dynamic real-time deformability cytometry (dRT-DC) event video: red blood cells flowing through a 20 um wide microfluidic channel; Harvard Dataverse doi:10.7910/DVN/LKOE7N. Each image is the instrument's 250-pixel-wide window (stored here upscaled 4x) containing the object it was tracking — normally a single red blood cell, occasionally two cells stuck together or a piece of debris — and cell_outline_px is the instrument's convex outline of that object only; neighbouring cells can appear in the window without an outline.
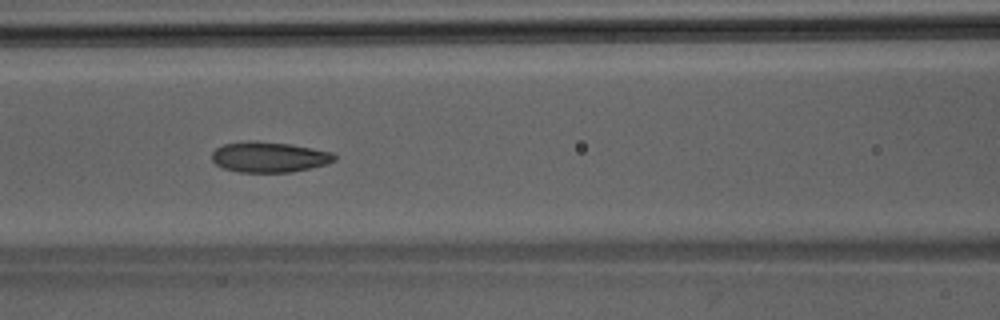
{"species": "Egyptian fruit bat (a non-hibernating species)", "species_latin": "Rousettus aegyptiacus", "temperature_condition": "room temperature", "stored_images_in_passage": 35, "camera_frame_rate_fps": 3000, "um_per_image_px": 0.085, "animal": {"sex": "male"}, "frame": {"image": 1, "passage_image": 9, "time_ms": 2.667, "image_size_px": [1000, 320], "cell_outline_px": [[336, 160], [328, 164], [292, 172], [240, 172], [224, 168], [216, 164], [212, 160], [212, 152], [216, 148], [224, 144], [248, 140], [256, 140], [292, 144], [332, 152], [336, 156]], "centroid_in_image_um": [22.89, 13.34], "position_along_channel_um": 143.7, "area_um2": 21.96}}
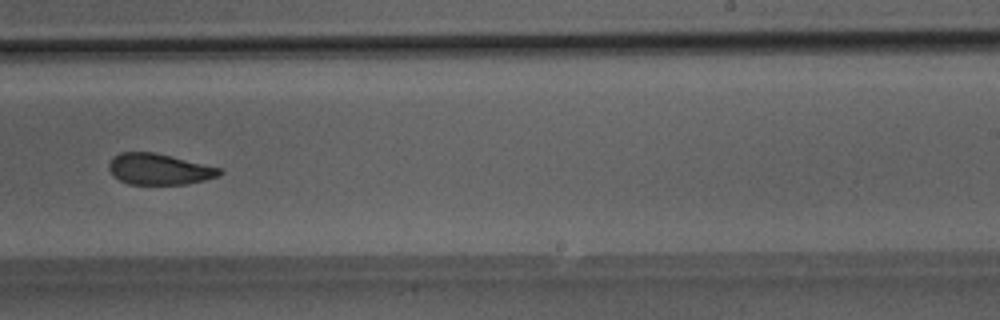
{"frame": {"image": 2, "passage_image": 18, "time_ms": 5.667, "image_size_px": [1000, 320], "cell_outline_px": [[224, 172], [220, 176], [188, 184], [128, 184], [112, 176], [108, 168], [108, 164], [112, 156], [120, 152], [156, 152], [224, 168]], "centroid_in_image_um": [13.55, 14.37], "position_along_channel_um": 275.4, "area_um2": 20.52}}
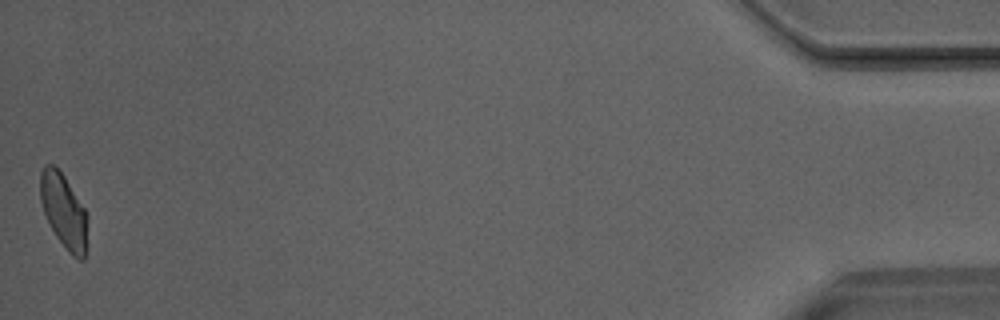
{"frame": {"image": 3, "passage_image": 35, "time_ms": 11.333, "image_size_px": [1000, 320], "cell_outline_px": [[88, 216], [84, 260], [80, 260], [72, 256], [56, 236], [44, 212], [40, 200], [40, 172], [44, 164], [52, 164], [64, 176], [84, 208]], "centroid_in_image_um": [5.41, 17.93], "position_along_channel_um": 429.8, "area_um2": 20.17}}